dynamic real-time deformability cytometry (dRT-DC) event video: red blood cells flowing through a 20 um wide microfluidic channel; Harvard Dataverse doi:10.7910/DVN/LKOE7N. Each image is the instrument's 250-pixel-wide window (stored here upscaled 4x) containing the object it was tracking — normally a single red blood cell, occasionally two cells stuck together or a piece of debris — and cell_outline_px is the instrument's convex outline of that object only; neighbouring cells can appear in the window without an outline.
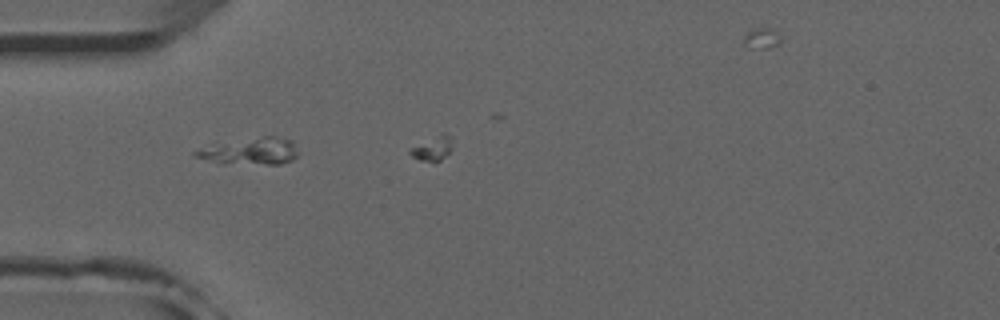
{"species": "common noctule bat (a hibernating species)", "species_latin": "Nyctalus noctula", "temperature_condition": "room temperature", "stored_images_in_passage": 12, "camera_frame_rate_fps": 3000, "um_per_image_px": 0.085, "animal": {"sex": "male", "forearm_length_mm": 52.5}, "frame": {"image": 1, "passage_image": 9, "time_ms": 2.667, "image_size_px": [1000, 320], "cell_outline_px": [[296, 156], [292, 160], [280, 164], [220, 164], [192, 156], [192, 152], [224, 144], [264, 136], [276, 136], [292, 140], [296, 152]], "centroid_in_image_um": [21.33, 12.9], "position_along_channel_um": 63.7, "area_um2": 15.43}}